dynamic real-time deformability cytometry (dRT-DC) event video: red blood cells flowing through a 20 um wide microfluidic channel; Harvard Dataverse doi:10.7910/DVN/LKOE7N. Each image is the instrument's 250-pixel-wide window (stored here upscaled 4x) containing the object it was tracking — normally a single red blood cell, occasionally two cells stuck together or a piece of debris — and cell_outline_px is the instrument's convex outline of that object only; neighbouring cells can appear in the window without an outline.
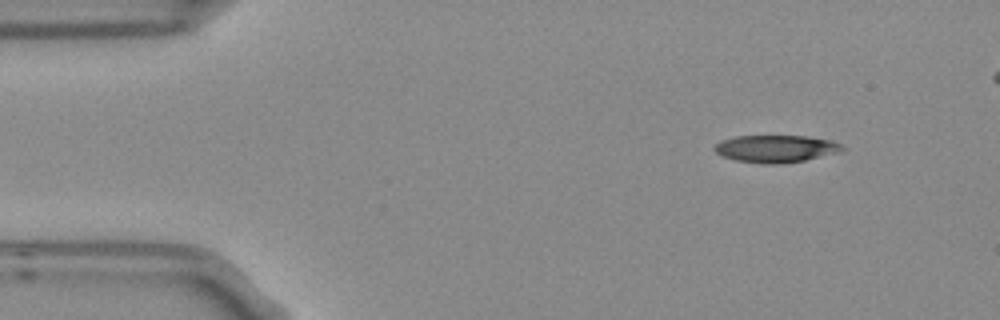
{"species": "Egyptian fruit bat (a non-hibernating species)", "species_latin": "Rousettus aegyptiacus", "temperature_condition": "room temperature", "stored_images_in_passage": 7, "camera_frame_rate_fps": 3000, "um_per_image_px": 0.085, "frame": {"image": 1, "passage_image": 1, "time_ms": 0.0, "image_size_px": [1000, 320], "cell_outline_px": [[848, 148], [804, 160], [780, 164], [764, 164], [736, 160], [724, 156], [716, 152], [712, 148], [720, 140], [736, 136], [808, 136], [832, 140]], "centroid_in_image_um": [65.91, 12.63], "position_along_channel_um": 19.1, "area_um2": 20.11}}
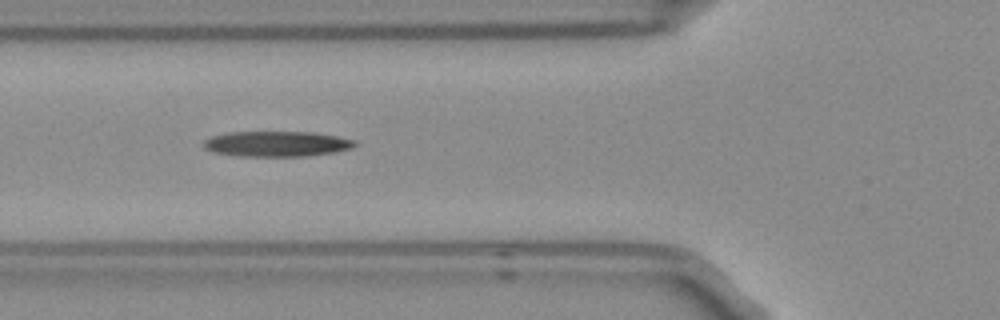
{"frame": {"image": 2, "passage_image": 5, "time_ms": 1.333, "image_size_px": [1000, 320], "cell_outline_px": [[360, 144], [352, 148], [336, 152], [308, 156], [240, 156], [212, 152], [204, 148], [204, 140], [212, 136], [228, 132], [312, 132], [336, 136], [356, 140]], "centroid_in_image_um": [23.56, 12.23], "position_along_channel_um": 102.2, "area_um2": 22.54}}